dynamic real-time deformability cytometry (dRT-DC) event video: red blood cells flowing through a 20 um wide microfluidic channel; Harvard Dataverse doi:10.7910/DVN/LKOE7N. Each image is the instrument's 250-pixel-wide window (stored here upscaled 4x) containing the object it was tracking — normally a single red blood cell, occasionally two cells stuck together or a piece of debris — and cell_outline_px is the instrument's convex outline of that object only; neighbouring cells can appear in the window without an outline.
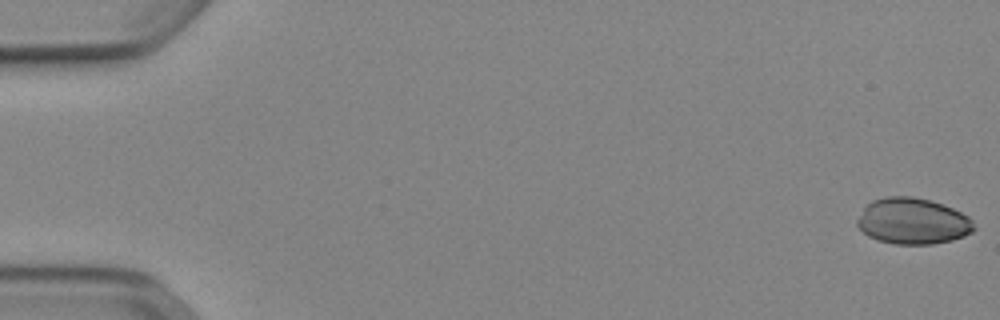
{"species": "Egyptian fruit bat (a non-hibernating species)", "species_latin": "Rousettus aegyptiacus", "temperature_condition": "cold", "stored_images_in_passage": 15, "camera_frame_rate_fps": 3000, "um_per_image_px": 0.085, "animal": {"sex": "female"}, "frame": {"image": 1, "passage_image": 1, "time_ms": 0.0, "image_size_px": [1000, 320], "cell_outline_px": [[976, 228], [972, 232], [964, 236], [952, 240], [932, 244], [892, 244], [868, 236], [856, 224], [856, 220], [864, 208], [872, 200], [884, 196], [912, 196], [928, 200], [952, 208], [968, 216], [972, 220]], "centroid_in_image_um": [77.58, 18.8], "position_along_channel_um": 7.4, "area_um2": 31.33}}